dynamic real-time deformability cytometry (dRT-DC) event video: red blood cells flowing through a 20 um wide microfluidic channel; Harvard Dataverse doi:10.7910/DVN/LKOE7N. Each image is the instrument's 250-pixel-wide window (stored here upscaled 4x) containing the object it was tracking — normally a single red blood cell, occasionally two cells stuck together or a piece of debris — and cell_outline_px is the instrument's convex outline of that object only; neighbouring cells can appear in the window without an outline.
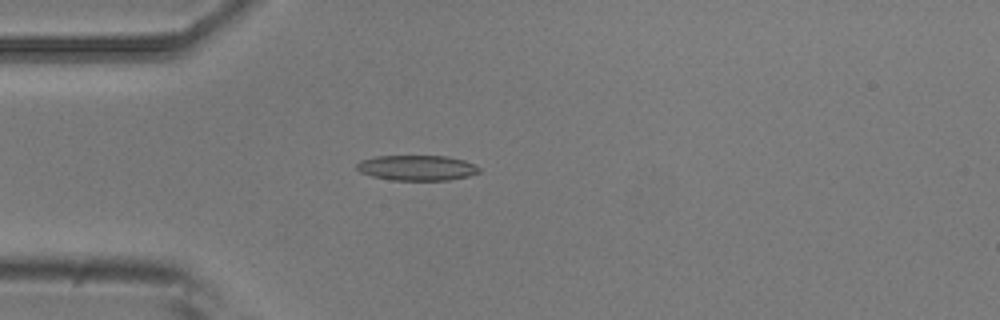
{"species": "common noctule bat (a hibernating species)", "species_latin": "Nyctalus noctula", "temperature_condition": "room temperature", "stored_images_in_passage": 4, "camera_frame_rate_fps": 3000, "um_per_image_px": 0.085, "animal": {"sex": "male", "body_mass_g": 20.5, "forearm_length_mm": 52.5}, "frame": {"image": 1, "passage_image": 4, "time_ms": 1.0, "image_size_px": [1000, 320], "cell_outline_px": [[480, 172], [468, 176], [448, 180], [392, 180], [372, 176], [360, 172], [356, 168], [356, 164], [360, 160], [376, 156], [448, 156], [464, 160], [476, 164], [480, 168]], "centroid_in_image_um": [35.45, 14.26], "position_along_channel_um": 49.6, "area_um2": 18.15}}